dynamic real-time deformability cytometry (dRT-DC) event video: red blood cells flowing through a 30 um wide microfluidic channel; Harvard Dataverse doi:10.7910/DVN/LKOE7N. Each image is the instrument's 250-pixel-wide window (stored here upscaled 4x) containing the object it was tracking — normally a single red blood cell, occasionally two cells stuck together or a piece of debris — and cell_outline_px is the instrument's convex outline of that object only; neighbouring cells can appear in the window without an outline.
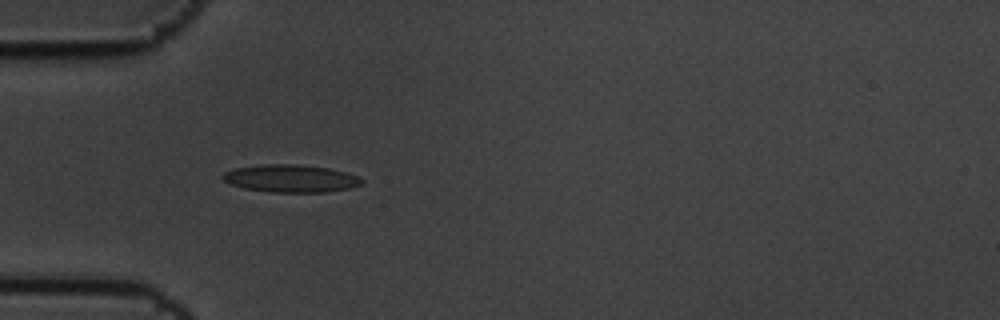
{"species": "common noctule bat (a hibernating species)", "species_latin": "Nyctalus noctula", "temperature_condition": "cold", "stored_images_in_passage": 6, "camera_frame_rate_fps": 3000, "um_per_image_px": 0.085, "animal": {"sex": "male", "body_mass_g": 19.5, "forearm_length_mm": 54.6}, "frame": {"image": 1, "passage_image": 5, "time_ms": 1.333, "image_size_px": [1000, 320], "cell_outline_px": [[364, 180], [360, 184], [348, 188], [324, 192], [268, 192], [244, 188], [232, 184], [224, 180], [220, 176], [224, 172], [236, 168], [264, 164], [296, 164], [328, 168], [348, 172]], "centroid_in_image_um": [24.7, 15.16], "position_along_channel_um": 60.3, "area_um2": 22.2}}
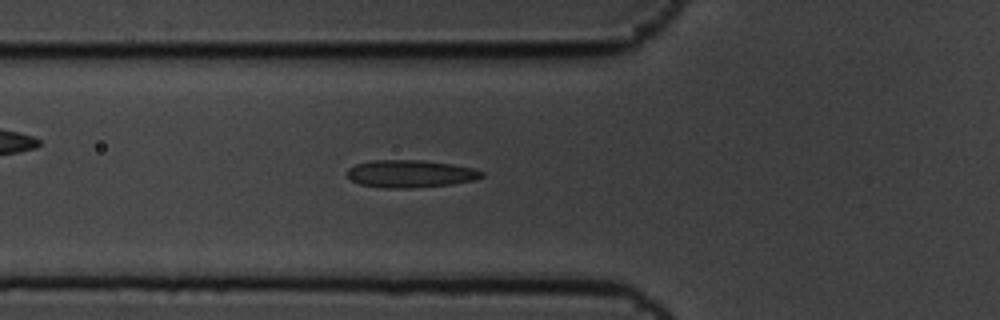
{"frame": {"image": 2, "passage_image": 6, "time_ms": 1.667, "image_size_px": [1000, 320], "cell_outline_px": [[484, 176], [476, 180], [452, 184], [412, 188], [380, 188], [360, 184], [352, 180], [344, 172], [348, 168], [356, 164], [372, 160], [420, 160], [452, 164], [472, 168], [484, 172]], "centroid_in_image_um": [34.86, 14.77], "position_along_channel_um": 90.9, "area_um2": 21.73}}